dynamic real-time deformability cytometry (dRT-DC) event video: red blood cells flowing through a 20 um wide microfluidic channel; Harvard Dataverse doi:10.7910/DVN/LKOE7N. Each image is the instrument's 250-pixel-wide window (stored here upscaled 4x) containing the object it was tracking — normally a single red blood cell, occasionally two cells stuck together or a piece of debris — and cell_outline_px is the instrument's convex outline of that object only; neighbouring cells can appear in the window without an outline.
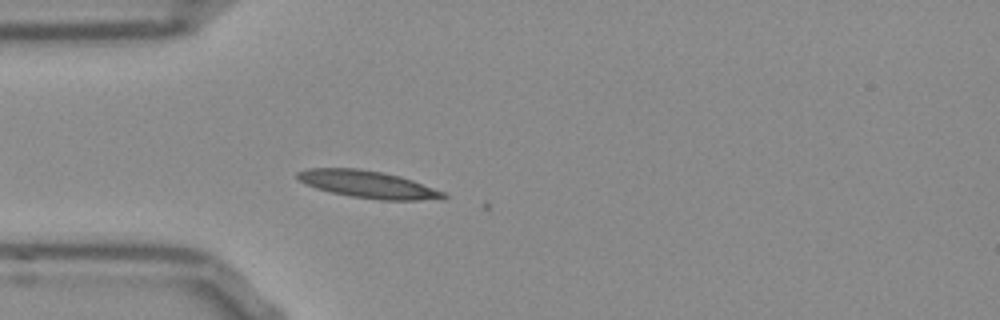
{"species": "Egyptian fruit bat (a non-hibernating species)", "species_latin": "Rousettus aegyptiacus", "temperature_condition": "room temperature", "stored_images_in_passage": 3, "camera_frame_rate_fps": 3000, "um_per_image_px": 0.085, "frame": {"image": 1, "passage_image": 1, "time_ms": 0.0, "image_size_px": [1000, 320], "cell_outline_px": [[448, 196], [444, 200], [380, 200], [352, 196], [332, 192], [316, 188], [300, 180], [296, 176], [296, 172], [308, 168], [356, 168], [384, 172], [400, 176], [412, 180], [444, 192]], "centroid_in_image_um": [31.33, 15.67], "position_along_channel_um": 53.7, "area_um2": 23.12}}